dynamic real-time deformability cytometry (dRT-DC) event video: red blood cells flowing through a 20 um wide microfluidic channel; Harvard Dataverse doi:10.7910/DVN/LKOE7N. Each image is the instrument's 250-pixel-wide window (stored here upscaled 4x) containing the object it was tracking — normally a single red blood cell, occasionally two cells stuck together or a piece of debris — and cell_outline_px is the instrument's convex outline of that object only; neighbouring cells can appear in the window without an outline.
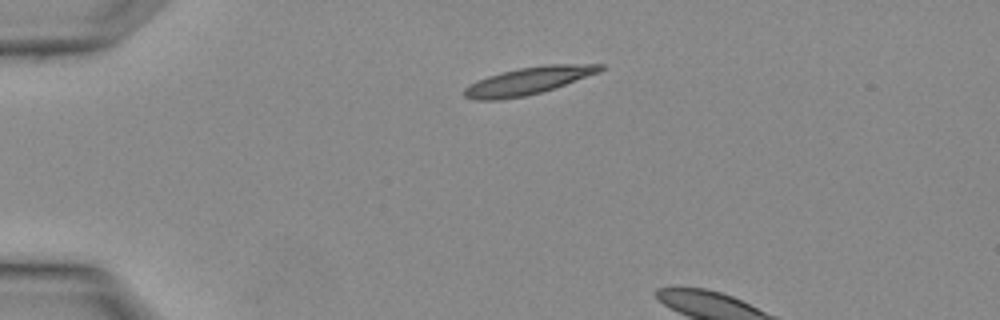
{"species": "Egyptian fruit bat (a non-hibernating species)", "species_latin": "Rousettus aegyptiacus", "temperature_condition": "warm", "stored_images_in_passage": 2, "camera_frame_rate_fps": 3000, "um_per_image_px": 0.085, "animal": {"sex": "female"}, "frame": {"image": 1, "passage_image": 1, "time_ms": 0.0, "image_size_px": [1000, 320], "cell_outline_px": [[604, 68], [600, 72], [540, 92], [524, 96], [500, 100], [476, 100], [464, 96], [464, 88], [468, 84], [476, 80], [500, 72], [520, 68], [548, 64], [604, 64]], "centroid_in_image_um": [44.86, 6.86], "position_along_channel_um": 40.1, "area_um2": 21.5}}
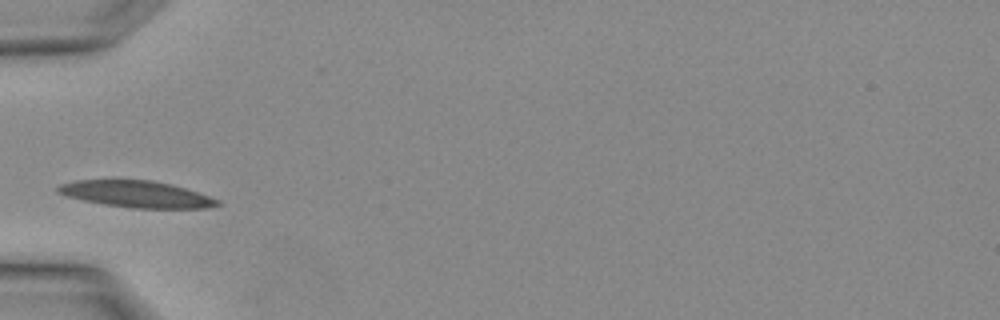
{"frame": {"image": 2, "passage_image": 2, "time_ms": 0.333, "image_size_px": [1000, 320], "cell_outline_px": [[220, 204], [208, 208], [132, 208], [104, 204], [84, 200], [68, 196], [56, 192], [56, 188], [60, 184], [76, 180], [112, 176], [152, 180], [184, 188], [220, 200]], "centroid_in_image_um": [11.49, 16.45], "position_along_channel_um": 73.5, "area_um2": 25.49}}